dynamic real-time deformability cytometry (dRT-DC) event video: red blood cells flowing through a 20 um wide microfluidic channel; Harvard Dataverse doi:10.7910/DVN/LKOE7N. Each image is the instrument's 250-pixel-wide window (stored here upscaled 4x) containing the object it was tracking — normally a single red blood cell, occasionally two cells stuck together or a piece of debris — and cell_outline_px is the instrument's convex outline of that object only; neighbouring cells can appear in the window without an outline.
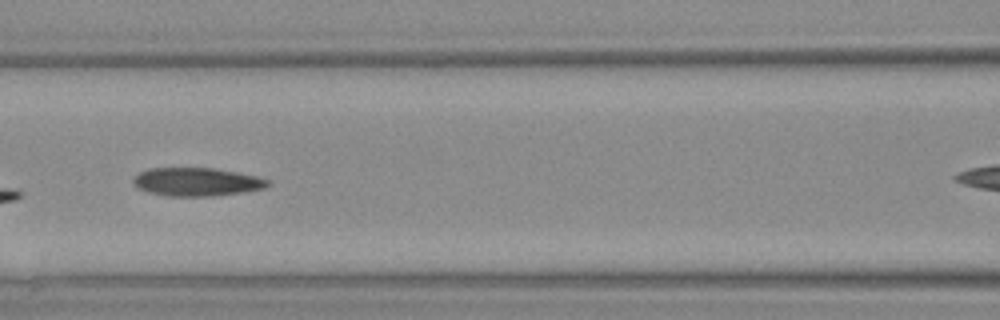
{"species": "Egyptian fruit bat (a non-hibernating species)", "species_latin": "Rousettus aegyptiacus", "temperature_condition": "warm", "stored_images_in_passage": 5, "camera_frame_rate_fps": 3000, "um_per_image_px": 0.085, "animal": {"sex": "female"}, "frame": {"image": 1, "passage_image": 4, "time_ms": 3.667, "image_size_px": [1000, 320], "cell_outline_px": [[272, 184], [264, 188], [240, 192], [208, 196], [168, 196], [148, 192], [136, 188], [132, 184], [132, 180], [140, 172], [148, 168], [212, 168], [236, 172], [256, 176], [268, 180]], "centroid_in_image_um": [16.67, 15.45], "position_along_channel_um": 149.9, "area_um2": 22.08}}